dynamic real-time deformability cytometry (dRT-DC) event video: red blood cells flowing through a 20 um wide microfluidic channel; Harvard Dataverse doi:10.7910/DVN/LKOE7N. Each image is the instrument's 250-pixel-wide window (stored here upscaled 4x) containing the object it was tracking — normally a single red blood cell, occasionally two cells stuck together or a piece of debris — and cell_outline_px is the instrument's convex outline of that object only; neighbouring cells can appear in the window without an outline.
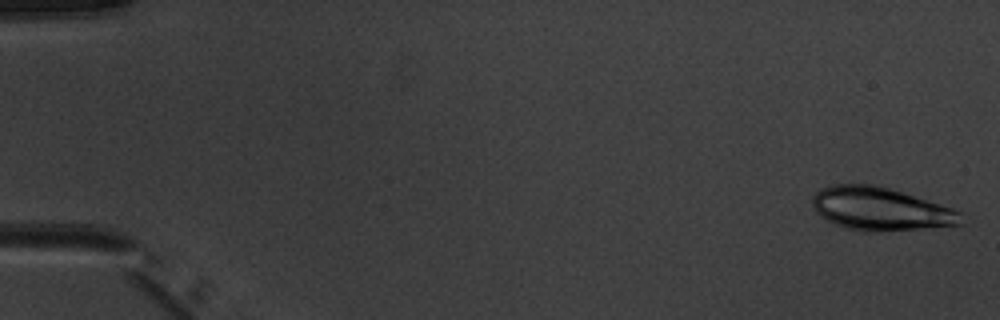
{"species": "common noctule bat (a hibernating species)", "species_latin": "Nyctalus noctula", "temperature_condition": "warm", "stored_images_in_passage": 6, "camera_frame_rate_fps": 3000, "um_per_image_px": 0.085, "animal": {"sex": "male", "body_mass_g": 20.1, "forearm_length_mm": 53.5}, "frame": {"image": 1, "passage_image": 1, "time_ms": 0.0, "image_size_px": [1000, 320], "cell_outline_px": [[964, 224], [924, 228], [880, 232], [860, 232], [844, 228], [820, 216], [816, 212], [812, 204], [812, 196], [820, 188], [832, 184], [876, 184], [952, 208], [960, 212]], "centroid_in_image_um": [74.8, 17.77], "position_along_channel_um": 10.2, "area_um2": 37.45}}